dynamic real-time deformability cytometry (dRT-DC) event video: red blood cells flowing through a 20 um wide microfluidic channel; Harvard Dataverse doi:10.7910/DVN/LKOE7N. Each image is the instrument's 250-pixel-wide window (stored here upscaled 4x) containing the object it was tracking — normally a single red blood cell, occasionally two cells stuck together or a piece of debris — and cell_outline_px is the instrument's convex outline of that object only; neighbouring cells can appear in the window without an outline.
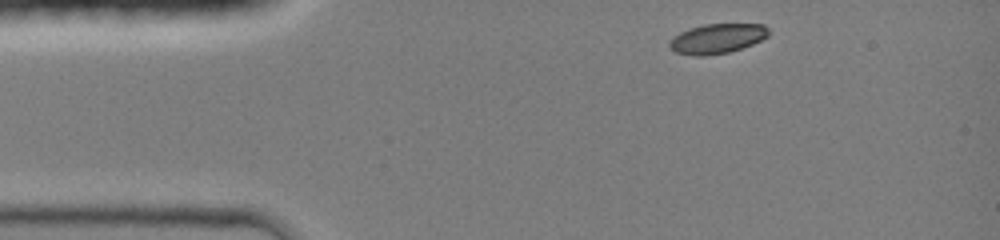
{"species": "common noctule bat (a hibernating species)", "species_latin": "Nyctalus noctula", "temperature_condition": "room temperature", "stored_images_in_passage": 35, "camera_frame_rate_fps": 3000, "um_per_image_px": 0.085, "animal": {"sex": "female", "body_mass_g": 19.0, "forearm_length_mm": 51.5}, "frame": {"image": 1, "passage_image": 1, "time_ms": 0.0, "image_size_px": [1000, 240], "cell_outline_px": [[768, 36], [752, 44], [728, 52], [704, 56], [692, 56], [676, 52], [668, 44], [672, 36], [688, 28], [704, 24], [764, 24], [768, 28]], "centroid_in_image_um": [60.92, 3.27], "position_along_channel_um": 24.1, "area_um2": 17.17}}
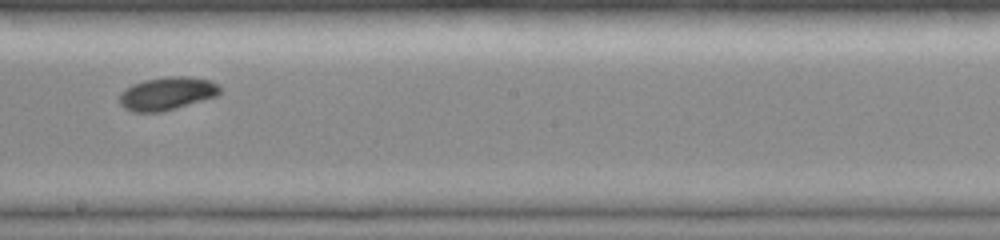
{"frame": {"image": 2, "passage_image": 20, "time_ms": 6.333, "image_size_px": [1000, 240], "cell_outline_px": [[220, 92], [216, 96], [176, 108], [160, 112], [132, 112], [124, 108], [120, 104], [120, 92], [124, 88], [132, 84], [144, 80], [168, 76], [188, 76], [212, 80], [220, 84]], "centroid_in_image_um": [14.19, 7.94], "position_along_channel_um": 234.0, "area_um2": 19.54}}
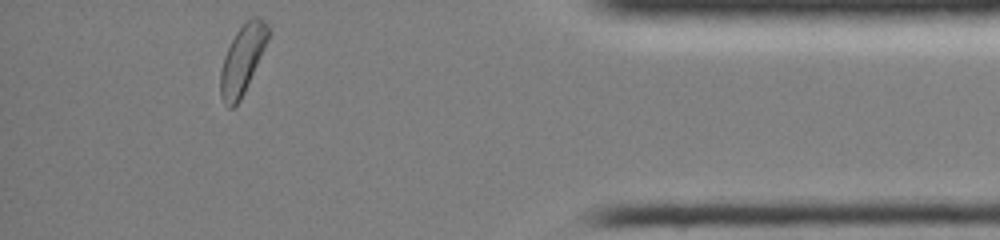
{"frame": {"image": 3, "passage_image": 35, "time_ms": 11.333, "image_size_px": [1000, 240], "cell_outline_px": [[272, 32], [244, 92], [240, 100], [232, 108], [228, 108], [224, 104], [220, 96], [220, 72], [224, 56], [236, 32], [252, 16], [260, 16], [268, 24]], "centroid_in_image_um": [20.62, 5.04], "position_along_channel_um": 414.6, "area_um2": 19.07}, "authors_computed_cell_mechanics": {"area_um2": 18.9006, "velocity_mm_per_s": 4.2132, "shape_relaxation_time_tau1_ms": 2.9932, "shape_relaxation_time_tau2_ms": null, "deformation_change_tau1": 0.112, "deformation_change_tau2": null}}